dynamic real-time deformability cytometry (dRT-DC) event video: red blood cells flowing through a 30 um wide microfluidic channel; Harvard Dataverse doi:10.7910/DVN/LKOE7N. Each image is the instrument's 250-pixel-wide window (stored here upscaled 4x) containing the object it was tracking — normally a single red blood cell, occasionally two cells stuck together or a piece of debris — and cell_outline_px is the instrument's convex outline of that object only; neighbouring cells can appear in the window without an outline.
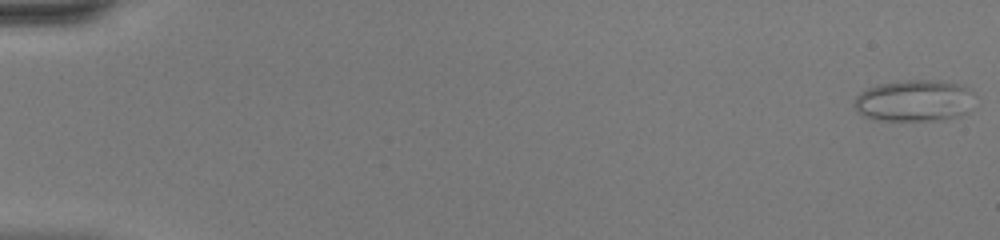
{"species": "common noctule bat (a hibernating species)", "species_latin": "Nyctalus noctula", "temperature_condition": "warm", "stored_images_in_passage": 47, "camera_frame_rate_fps": 3000, "um_per_image_px": 0.085, "animal": {"sex": "female", "body_mass_g": 20.0, "forearm_length_mm": 54.0}, "frame": {"image": 1, "passage_image": 1, "time_ms": 0.0, "image_size_px": [1000, 240], "cell_outline_px": [[976, 96], [968, 112], [960, 116], [940, 120], [872, 120], [864, 116], [852, 104], [856, 96], [860, 92], [876, 84], [904, 80], [940, 80], [964, 84]], "centroid_in_image_um": [77.75, 8.54], "position_along_channel_um": 7.3, "area_um2": 29.77}}
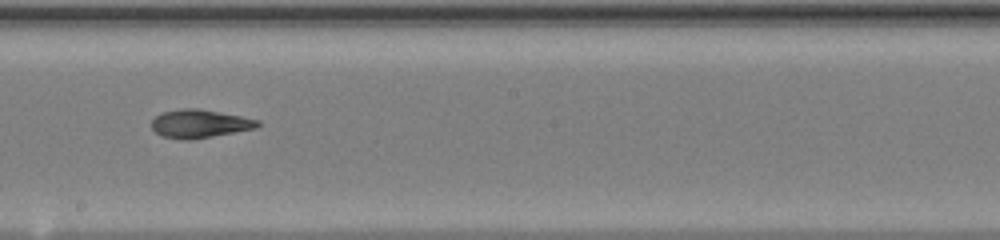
{"frame": {"image": 2, "passage_image": 28, "time_ms": 9.0, "image_size_px": [1000, 240], "cell_outline_px": [[260, 124], [256, 128], [212, 136], [188, 140], [180, 140], [160, 136], [152, 128], [152, 120], [160, 112], [184, 108], [200, 108], [260, 120]], "centroid_in_image_um": [16.94, 10.51], "position_along_channel_um": 231.3, "area_um2": 17.51}}
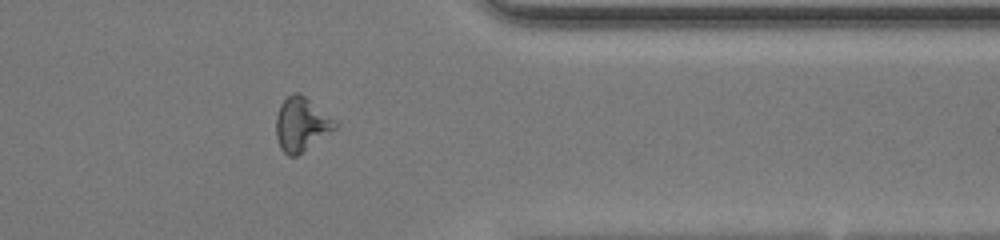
{"frame": {"image": 3, "passage_image": 39, "time_ms": 12.667, "image_size_px": [1000, 240], "cell_outline_px": [[340, 128], [296, 156], [288, 156], [280, 148], [276, 136], [276, 116], [280, 104], [292, 92], [300, 92], [336, 120], [340, 124]], "centroid_in_image_um": [25.66, 10.57], "position_along_channel_um": 385.7, "area_um2": 18.96}, "authors_computed_cell_mechanics": {"area_um2": 18.6116, "velocity_mm_per_s": 4.4649, "shape_relaxation_time_tau1_ms": null, "shape_relaxation_time_tau2_ms": 3.2708, "deformation_change_tau1": null, "deformation_change_tau2": 0.109}}